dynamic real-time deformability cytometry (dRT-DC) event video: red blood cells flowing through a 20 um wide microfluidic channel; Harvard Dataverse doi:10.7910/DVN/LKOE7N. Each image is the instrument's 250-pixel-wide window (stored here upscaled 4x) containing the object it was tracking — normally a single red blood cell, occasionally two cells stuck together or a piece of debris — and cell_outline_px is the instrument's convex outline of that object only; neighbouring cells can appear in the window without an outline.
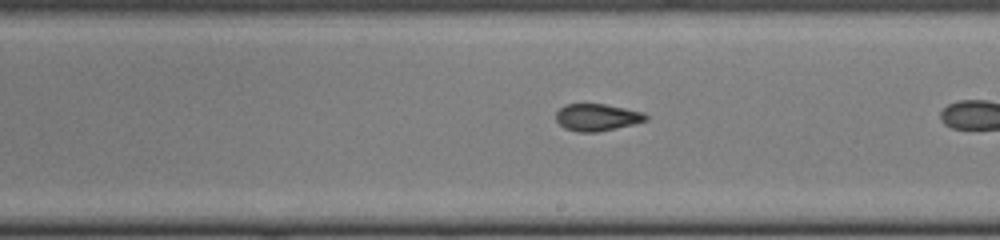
{"species": "common noctule bat (a hibernating species)", "species_latin": "Nyctalus noctula", "temperature_condition": "cold", "stored_images_in_passage": 26, "camera_frame_rate_fps": 3000, "um_per_image_px": 0.085, "animal": {"sex": "female", "body_mass_g": 22.0, "forearm_length_mm": 56.7}, "frame": {"image": 1, "passage_image": 22, "time_ms": 7.0, "image_size_px": [1000, 240], "cell_outline_px": [[648, 120], [632, 124], [596, 132], [576, 132], [564, 128], [556, 120], [556, 112], [564, 104], [604, 104], [644, 112], [648, 116]], "centroid_in_image_um": [50.73, 9.97], "position_along_channel_um": 238.3, "area_um2": 14.1}}